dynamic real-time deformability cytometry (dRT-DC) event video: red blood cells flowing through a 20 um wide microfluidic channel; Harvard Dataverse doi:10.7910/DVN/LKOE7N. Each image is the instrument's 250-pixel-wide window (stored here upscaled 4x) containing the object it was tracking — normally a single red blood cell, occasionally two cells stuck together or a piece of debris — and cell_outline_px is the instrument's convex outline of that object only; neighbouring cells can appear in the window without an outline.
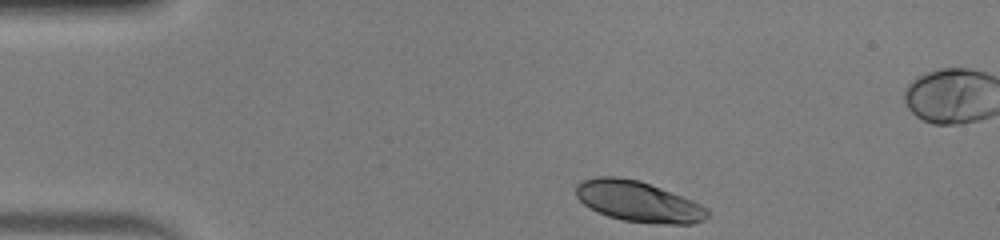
{"species": "human", "species_latin": "Homo sapiens", "temperature_condition": "warm", "stored_images_in_passage": 37, "camera_frame_rate_fps": 3000, "um_per_image_px": 0.085, "donor": {"sex": "male"}, "frame": {"image": 1, "passage_image": 1, "time_ms": 0.0, "image_size_px": [1000, 240], "cell_outline_px": [[708, 216], [704, 220], [692, 224], [660, 224], [624, 220], [608, 216], [584, 204], [576, 196], [576, 184], [580, 180], [596, 176], [616, 176], [640, 180], [692, 200], [708, 208]], "centroid_in_image_um": [54.25, 17.11], "position_along_channel_um": 30.8, "area_um2": 31.15}}
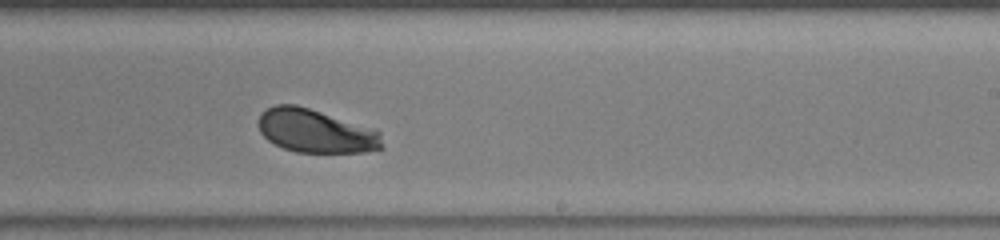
{"frame": {"image": 2, "passage_image": 23, "time_ms": 7.333, "image_size_px": [1000, 240], "cell_outline_px": [[384, 148], [364, 152], [296, 152], [284, 148], [268, 140], [260, 132], [256, 124], [260, 112], [276, 104], [296, 104], [376, 128], [380, 132], [384, 144]], "centroid_in_image_um": [26.85, 11.12], "position_along_channel_um": 262.2, "area_um2": 31.85}}
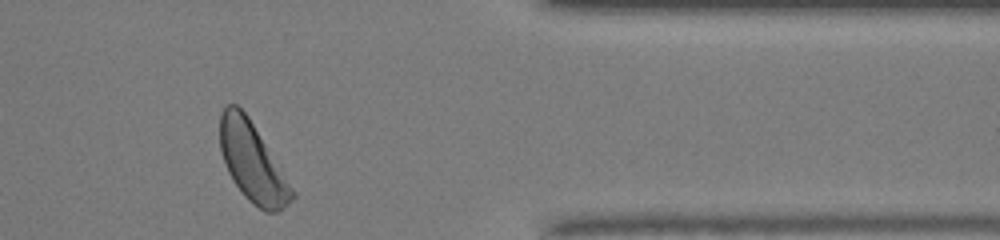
{"frame": {"image": 3, "passage_image": 34, "time_ms": 11.0, "image_size_px": [1000, 240], "cell_outline_px": [[296, 196], [288, 204], [276, 212], [264, 212], [252, 204], [244, 196], [232, 180], [228, 172], [220, 152], [220, 112], [228, 104], [236, 104], [248, 116], [296, 192]], "centroid_in_image_um": [21.45, 13.81], "position_along_channel_um": 389.9, "area_um2": 33.12}, "authors_computed_cell_mechanics": {"area_um2": 31.7322, "velocity_mm_per_s": 4.0143, "shape_relaxation_time_tau1_ms": 1.9056, "shape_relaxation_time_tau2_ms": null, "deformation_change_tau1": 0.1477, "deformation_change_tau2": null}}